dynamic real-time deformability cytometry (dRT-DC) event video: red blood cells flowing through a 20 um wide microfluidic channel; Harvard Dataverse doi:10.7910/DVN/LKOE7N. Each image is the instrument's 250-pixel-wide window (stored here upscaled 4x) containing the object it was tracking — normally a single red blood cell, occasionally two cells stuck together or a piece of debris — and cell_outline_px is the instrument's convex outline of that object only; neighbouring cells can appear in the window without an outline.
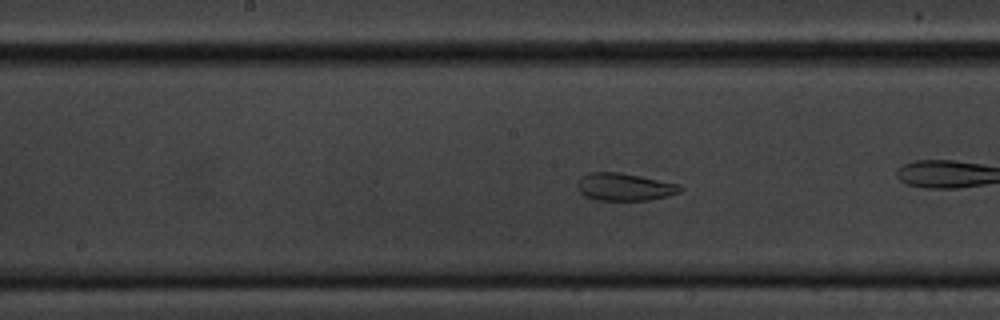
{"species": "common noctule bat (a hibernating species)", "species_latin": "Nyctalus noctula", "temperature_condition": "cold", "stored_images_in_passage": 55, "camera_frame_rate_fps": 3000, "um_per_image_px": 0.085, "animal": {"sex": "male", "body_mass_g": 20.1, "forearm_length_mm": 53.5}, "frame": {"image": 1, "passage_image": 26, "time_ms": 8.333, "image_size_px": [1000, 320], "cell_outline_px": [[684, 188], [680, 192], [668, 196], [648, 200], [596, 200], [584, 196], [576, 188], [576, 184], [580, 176], [588, 172], [620, 172], [680, 184]], "centroid_in_image_um": [53.05, 15.88], "position_along_channel_um": 195.1, "area_um2": 16.76}}
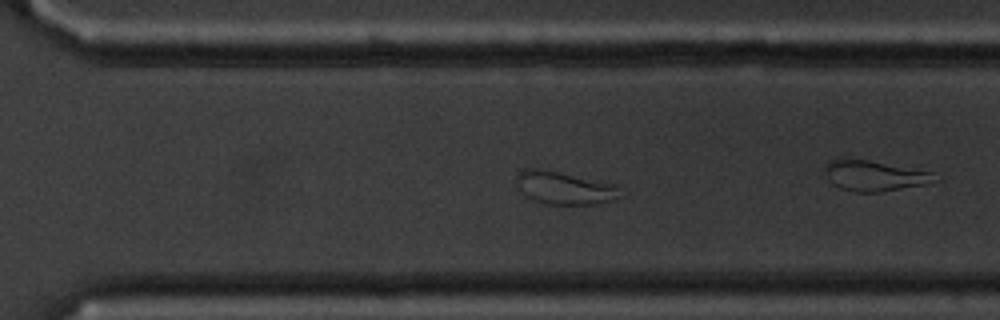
{"frame": {"image": 2, "passage_image": 37, "time_ms": 12.0, "image_size_px": [1000, 320], "cell_outline_px": [[616, 196], [612, 200], [596, 204], [544, 204], [528, 196], [524, 192], [516, 180], [516, 176], [520, 172], [528, 168], [540, 168], [560, 172], [612, 184], [616, 188]], "centroid_in_image_um": [47.91, 15.96], "position_along_channel_um": 322.7, "area_um2": 18.96}}
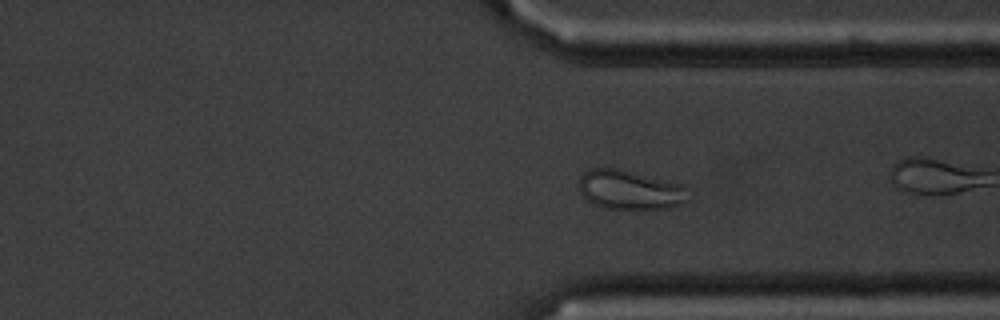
{"frame": {"image": 3, "passage_image": 40, "time_ms": 13.0, "image_size_px": [1000, 320], "cell_outline_px": [[688, 200], [668, 208], [604, 208], [588, 200], [580, 192], [580, 176], [584, 172], [592, 168], [616, 168], [680, 184], [684, 188]], "centroid_in_image_um": [53.49, 16.13], "position_along_channel_um": 357.9, "area_um2": 24.22}, "authors_computed_cell_mechanics": {"area_um2": 22.831, "velocity_mm_per_s": 3.4957, "shape_relaxation_time_tau1_ms": null, "shape_relaxation_time_tau2_ms": 1.7193, "deformation_change_tau1": null, "deformation_change_tau2": 0.0761}}